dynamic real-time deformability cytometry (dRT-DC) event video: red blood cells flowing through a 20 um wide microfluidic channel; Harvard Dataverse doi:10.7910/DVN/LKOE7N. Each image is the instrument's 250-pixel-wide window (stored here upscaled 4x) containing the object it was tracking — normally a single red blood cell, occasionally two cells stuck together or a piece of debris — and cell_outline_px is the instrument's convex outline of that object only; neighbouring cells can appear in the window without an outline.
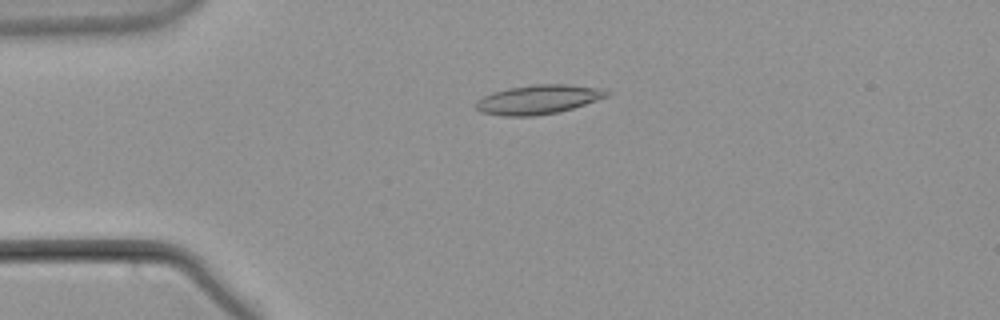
{"species": "common noctule bat (a hibernating species)", "species_latin": "Nyctalus noctula", "temperature_condition": "warm", "stored_images_in_passage": 56, "camera_frame_rate_fps": 3000, "um_per_image_px": 0.085, "animal": {"sex": "male", "body_mass_g": 21.5, "forearm_length_mm": 52.0}, "frame": {"image": 1, "passage_image": 13, "time_ms": 4.0, "image_size_px": [1000, 320], "cell_outline_px": [[612, 92], [608, 96], [560, 112], [532, 116], [504, 116], [480, 112], [476, 108], [476, 100], [492, 92], [508, 88], [532, 84], [568, 84], [604, 88]], "centroid_in_image_um": [45.77, 8.44], "position_along_channel_um": 39.2, "area_um2": 22.43}}
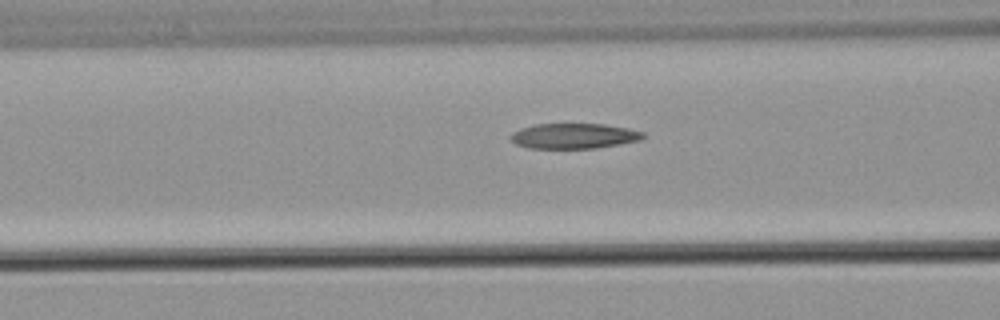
{"frame": {"image": 2, "passage_image": 22, "time_ms": 7.0, "image_size_px": [1000, 320], "cell_outline_px": [[644, 136], [640, 140], [596, 148], [528, 148], [516, 144], [508, 136], [512, 132], [520, 128], [536, 124], [604, 124], [628, 128], [644, 132]], "centroid_in_image_um": [48.75, 11.55], "position_along_channel_um": 117.8, "area_um2": 19.48}}
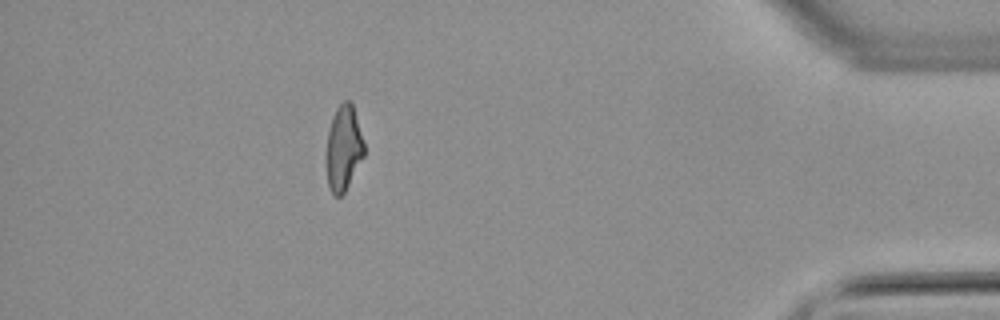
{"frame": {"image": 3, "passage_image": 50, "time_ms": 16.333, "image_size_px": [1000, 320], "cell_outline_px": [[364, 156], [344, 192], [340, 196], [336, 196], [332, 192], [328, 184], [328, 132], [332, 116], [336, 108], [344, 100], [348, 100], [352, 104], [364, 144]], "centroid_in_image_um": [29.22, 12.56], "position_along_channel_um": 406.0, "area_um2": 18.03}}